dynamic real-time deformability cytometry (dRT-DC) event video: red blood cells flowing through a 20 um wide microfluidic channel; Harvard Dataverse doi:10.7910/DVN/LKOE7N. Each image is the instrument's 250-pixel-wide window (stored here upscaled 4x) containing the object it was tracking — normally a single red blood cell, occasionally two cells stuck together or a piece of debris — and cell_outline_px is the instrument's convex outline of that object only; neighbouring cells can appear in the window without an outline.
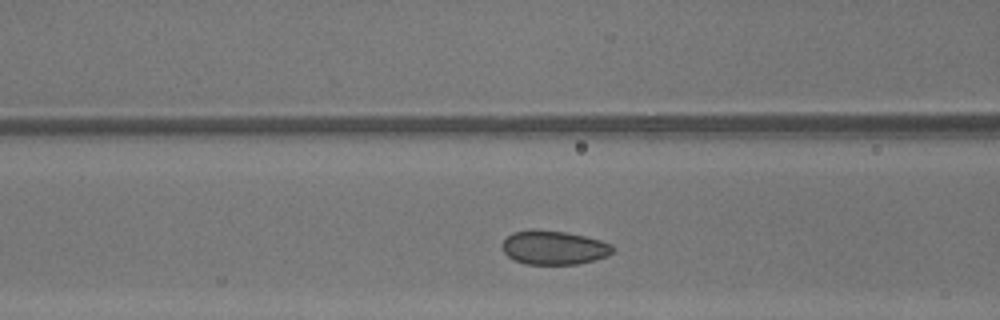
{"species": "common noctule bat (a hibernating species)", "species_latin": "Nyctalus noctula", "temperature_condition": "warm", "stored_images_in_passage": 27, "camera_frame_rate_fps": 3000, "um_per_image_px": 0.085, "animal": {"sex": "male", "body_mass_g": 13.3}, "frame": {"image": 1, "passage_image": 9, "time_ms": 2.667, "image_size_px": [1000, 320], "cell_outline_px": [[616, 248], [608, 256], [576, 264], [524, 264], [512, 260], [500, 248], [500, 244], [512, 232], [532, 228], [536, 228], [568, 232], [600, 240], [612, 244]], "centroid_in_image_um": [47.03, 21.03], "position_along_channel_um": 119.6, "area_um2": 22.31}}
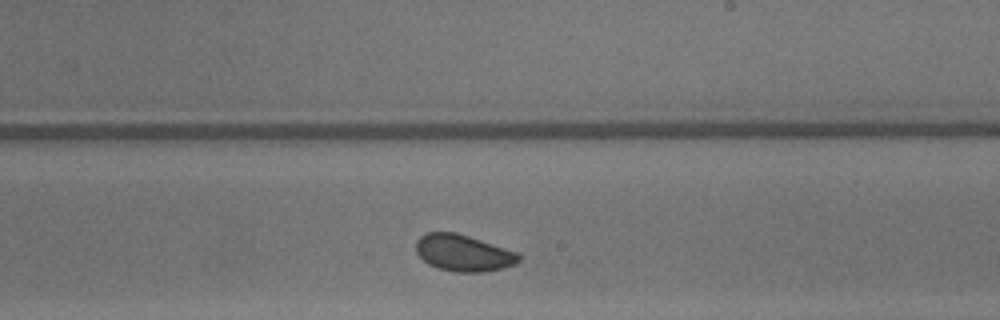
{"frame": {"image": 2, "passage_image": 18, "time_ms": 5.667, "image_size_px": [1000, 320], "cell_outline_px": [[520, 260], [516, 264], [484, 272], [456, 272], [440, 268], [428, 264], [416, 252], [416, 240], [420, 236], [428, 232], [456, 232], [520, 252]], "centroid_in_image_um": [39.41, 21.49], "position_along_channel_um": 249.6, "area_um2": 21.96}}
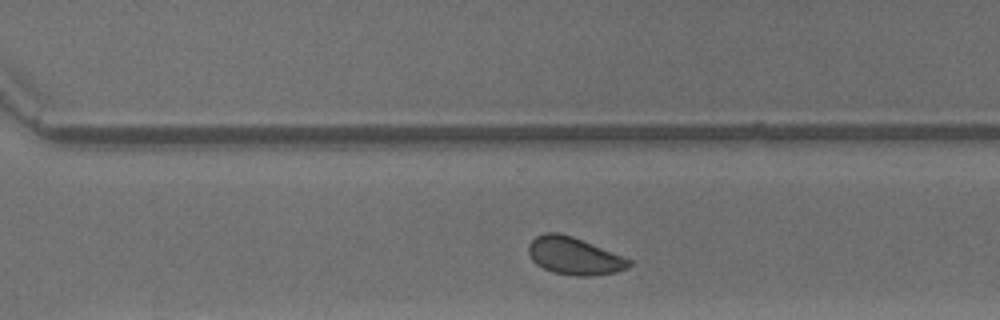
{"frame": {"image": 3, "passage_image": 23, "time_ms": 7.333, "image_size_px": [1000, 320], "cell_outline_px": [[632, 264], [628, 268], [616, 272], [592, 276], [576, 276], [552, 272], [536, 264], [532, 260], [528, 252], [528, 244], [536, 236], [548, 232], [556, 232], [572, 236], [624, 256], [632, 260]], "centroid_in_image_um": [48.82, 21.76], "position_along_channel_um": 321.8, "area_um2": 22.02}, "authors_computed_cell_mechanics": {"area_um2": 22.0218, "velocity_mm_per_s": 4.3459, "shape_relaxation_time_tau1_ms": 2.4411, "shape_relaxation_time_tau2_ms": 0.722, "deformation_change_tau1": 0.0587, "deformation_change_tau2": 0.0569}}